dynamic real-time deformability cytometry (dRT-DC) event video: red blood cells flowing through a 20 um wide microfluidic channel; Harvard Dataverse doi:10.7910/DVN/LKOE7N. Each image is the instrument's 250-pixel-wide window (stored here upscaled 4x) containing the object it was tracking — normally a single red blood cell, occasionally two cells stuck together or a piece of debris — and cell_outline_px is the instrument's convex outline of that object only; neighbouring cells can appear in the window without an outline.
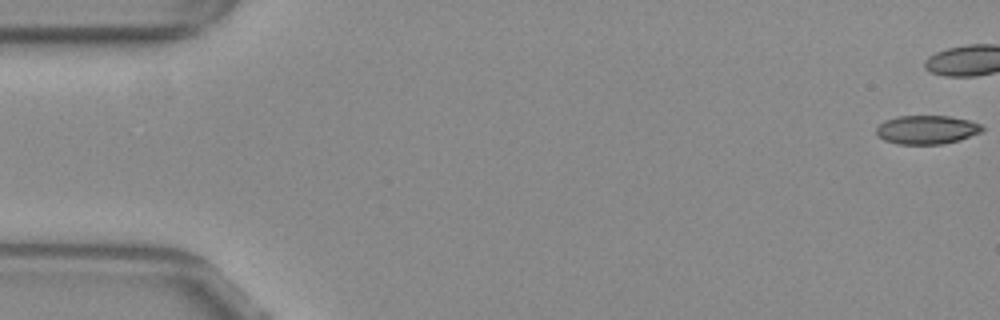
{"species": "common noctule bat (a hibernating species)", "species_latin": "Nyctalus noctula", "temperature_condition": "warm", "stored_images_in_passage": 41, "camera_frame_rate_fps": 3000, "um_per_image_px": 0.085, "animal": {"sex": "female", "body_mass_g": 29.2, "forearm_length_mm": 56.3}, "frame": {"image": 1, "passage_image": 1, "time_ms": 0.0, "image_size_px": [1000, 320], "cell_outline_px": [[984, 128], [980, 132], [960, 140], [940, 144], [896, 144], [884, 140], [876, 136], [876, 128], [884, 120], [896, 116], [948, 116], [968, 120], [980, 124]], "centroid_in_image_um": [78.72, 11.03], "position_along_channel_um": 6.3, "area_um2": 17.74}}